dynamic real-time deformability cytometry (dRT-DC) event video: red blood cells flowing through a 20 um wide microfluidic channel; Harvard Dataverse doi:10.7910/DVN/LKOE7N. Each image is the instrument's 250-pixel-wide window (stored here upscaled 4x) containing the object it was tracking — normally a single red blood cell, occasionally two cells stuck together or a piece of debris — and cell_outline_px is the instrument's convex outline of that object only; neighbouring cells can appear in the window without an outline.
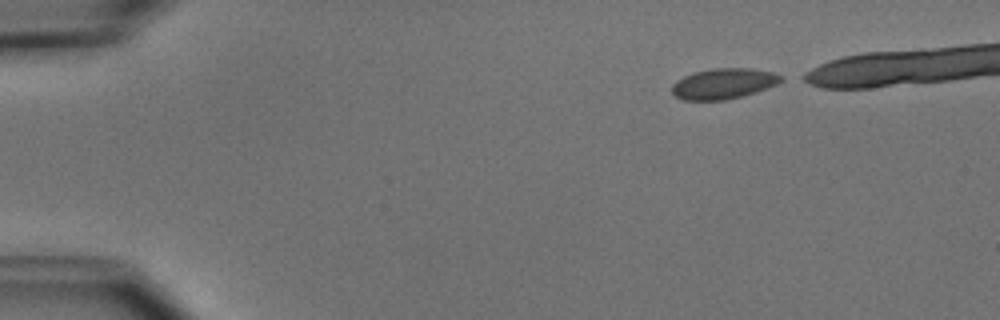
{"species": "common noctule bat (a hibernating species)", "species_latin": "Nyctalus noctula", "temperature_condition": "cold", "stored_images_in_passage": 4, "camera_frame_rate_fps": 3000, "um_per_image_px": 0.085, "animal": {"sex": "male", "body_mass_g": 15.6}, "frame": {"image": 1, "passage_image": 1, "time_ms": 0.0, "image_size_px": [1000, 320], "cell_outline_px": [[784, 80], [776, 84], [756, 92], [724, 100], [684, 100], [676, 96], [672, 92], [672, 84], [676, 80], [692, 72], [712, 68], [752, 68], [772, 72], [784, 76]], "centroid_in_image_um": [61.5, 7.09], "position_along_channel_um": 23.5, "area_um2": 19.48}}